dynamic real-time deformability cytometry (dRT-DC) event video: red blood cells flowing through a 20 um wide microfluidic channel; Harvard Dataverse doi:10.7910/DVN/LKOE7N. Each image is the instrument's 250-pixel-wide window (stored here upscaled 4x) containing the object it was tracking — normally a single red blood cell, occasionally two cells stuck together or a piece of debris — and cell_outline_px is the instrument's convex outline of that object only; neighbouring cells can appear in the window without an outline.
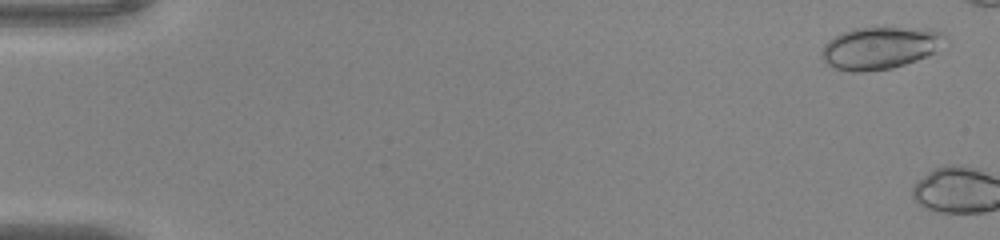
{"species": "common noctule bat (a hibernating species)", "species_latin": "Nyctalus noctula", "temperature_condition": "warm", "stored_images_in_passage": 4, "camera_frame_rate_fps": 3000, "um_per_image_px": 0.085, "animal": {"sex": "male", "body_mass_g": 20.0, "forearm_length_mm": 53.3}, "frame": {"image": 1, "passage_image": 2, "time_ms": 0.333, "image_size_px": [1000, 240], "cell_outline_px": [[948, 40], [936, 52], [916, 60], [892, 68], [860, 72], [852, 72], [836, 68], [828, 64], [820, 56], [820, 52], [824, 44], [828, 40], [840, 32], [852, 28], [876, 24], [884, 24], [932, 28], [948, 36]], "centroid_in_image_um": [74.85, 3.98], "position_along_channel_um": 10.2, "area_um2": 31.96}}